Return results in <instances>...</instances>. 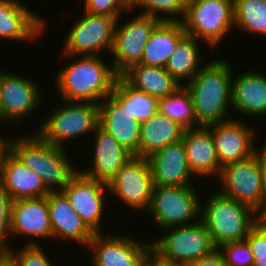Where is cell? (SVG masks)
I'll list each match as a JSON object with an SVG mask.
<instances>
[{
    "label": "cell",
    "instance_id": "6da1fadb",
    "mask_svg": "<svg viewBox=\"0 0 266 266\" xmlns=\"http://www.w3.org/2000/svg\"><path fill=\"white\" fill-rule=\"evenodd\" d=\"M233 69L229 61L218 58L208 61L185 85L191 94L196 122L209 126L232 119ZM231 108V109H229Z\"/></svg>",
    "mask_w": 266,
    "mask_h": 266
},
{
    "label": "cell",
    "instance_id": "7a4b0ae2",
    "mask_svg": "<svg viewBox=\"0 0 266 266\" xmlns=\"http://www.w3.org/2000/svg\"><path fill=\"white\" fill-rule=\"evenodd\" d=\"M77 58L57 70L54 85L62 100L99 104L112 93L118 75L102 55Z\"/></svg>",
    "mask_w": 266,
    "mask_h": 266
},
{
    "label": "cell",
    "instance_id": "3957f363",
    "mask_svg": "<svg viewBox=\"0 0 266 266\" xmlns=\"http://www.w3.org/2000/svg\"><path fill=\"white\" fill-rule=\"evenodd\" d=\"M8 149L40 177L50 192L61 191L79 171L65 148L44 141L35 131L13 139L8 136Z\"/></svg>",
    "mask_w": 266,
    "mask_h": 266
},
{
    "label": "cell",
    "instance_id": "277c9868",
    "mask_svg": "<svg viewBox=\"0 0 266 266\" xmlns=\"http://www.w3.org/2000/svg\"><path fill=\"white\" fill-rule=\"evenodd\" d=\"M201 202L200 220L211 235L214 245L242 241L261 219L250 207L222 195L219 191Z\"/></svg>",
    "mask_w": 266,
    "mask_h": 266
},
{
    "label": "cell",
    "instance_id": "5b68a950",
    "mask_svg": "<svg viewBox=\"0 0 266 266\" xmlns=\"http://www.w3.org/2000/svg\"><path fill=\"white\" fill-rule=\"evenodd\" d=\"M54 107L35 131L44 141L67 148L65 143L93 134L99 125V104L65 101ZM63 105V106H62ZM56 108V109H55ZM93 132V133H92Z\"/></svg>",
    "mask_w": 266,
    "mask_h": 266
},
{
    "label": "cell",
    "instance_id": "8992f818",
    "mask_svg": "<svg viewBox=\"0 0 266 266\" xmlns=\"http://www.w3.org/2000/svg\"><path fill=\"white\" fill-rule=\"evenodd\" d=\"M163 230L164 237L151 241V252L166 263L189 266L217 249L201 220Z\"/></svg>",
    "mask_w": 266,
    "mask_h": 266
},
{
    "label": "cell",
    "instance_id": "52a82bcc",
    "mask_svg": "<svg viewBox=\"0 0 266 266\" xmlns=\"http://www.w3.org/2000/svg\"><path fill=\"white\" fill-rule=\"evenodd\" d=\"M234 0H191L186 3V35L217 49L234 28Z\"/></svg>",
    "mask_w": 266,
    "mask_h": 266
},
{
    "label": "cell",
    "instance_id": "ba28073f",
    "mask_svg": "<svg viewBox=\"0 0 266 266\" xmlns=\"http://www.w3.org/2000/svg\"><path fill=\"white\" fill-rule=\"evenodd\" d=\"M196 190L193 185L155 186L146 212L162 230L193 224L200 220L201 211L202 197Z\"/></svg>",
    "mask_w": 266,
    "mask_h": 266
},
{
    "label": "cell",
    "instance_id": "9c48e42d",
    "mask_svg": "<svg viewBox=\"0 0 266 266\" xmlns=\"http://www.w3.org/2000/svg\"><path fill=\"white\" fill-rule=\"evenodd\" d=\"M222 195L250 207L266 218V196L261 171L255 155L222 167L218 177Z\"/></svg>",
    "mask_w": 266,
    "mask_h": 266
},
{
    "label": "cell",
    "instance_id": "30bf717a",
    "mask_svg": "<svg viewBox=\"0 0 266 266\" xmlns=\"http://www.w3.org/2000/svg\"><path fill=\"white\" fill-rule=\"evenodd\" d=\"M117 19L87 12L69 30L62 48V56H101L112 50Z\"/></svg>",
    "mask_w": 266,
    "mask_h": 266
},
{
    "label": "cell",
    "instance_id": "8fae6325",
    "mask_svg": "<svg viewBox=\"0 0 266 266\" xmlns=\"http://www.w3.org/2000/svg\"><path fill=\"white\" fill-rule=\"evenodd\" d=\"M161 21L142 14H136L124 24L117 20L112 50L109 54L114 71L122 76L132 66L140 64L144 48L153 29Z\"/></svg>",
    "mask_w": 266,
    "mask_h": 266
},
{
    "label": "cell",
    "instance_id": "7c38bea8",
    "mask_svg": "<svg viewBox=\"0 0 266 266\" xmlns=\"http://www.w3.org/2000/svg\"><path fill=\"white\" fill-rule=\"evenodd\" d=\"M107 186L108 193L124 202V206L146 212L155 187L148 159L132 156Z\"/></svg>",
    "mask_w": 266,
    "mask_h": 266
},
{
    "label": "cell",
    "instance_id": "4fadbf2b",
    "mask_svg": "<svg viewBox=\"0 0 266 266\" xmlns=\"http://www.w3.org/2000/svg\"><path fill=\"white\" fill-rule=\"evenodd\" d=\"M112 234V235H111ZM93 266H144L151 253V240L138 241L135 237L108 233H94L88 244Z\"/></svg>",
    "mask_w": 266,
    "mask_h": 266
},
{
    "label": "cell",
    "instance_id": "5bb4252c",
    "mask_svg": "<svg viewBox=\"0 0 266 266\" xmlns=\"http://www.w3.org/2000/svg\"><path fill=\"white\" fill-rule=\"evenodd\" d=\"M40 85L33 78L2 70V123L16 126L36 114L43 99Z\"/></svg>",
    "mask_w": 266,
    "mask_h": 266
},
{
    "label": "cell",
    "instance_id": "9a60e30c",
    "mask_svg": "<svg viewBox=\"0 0 266 266\" xmlns=\"http://www.w3.org/2000/svg\"><path fill=\"white\" fill-rule=\"evenodd\" d=\"M61 192L85 225L93 233H102L103 228L100 227L107 203L105 198L109 194L107 184L78 171Z\"/></svg>",
    "mask_w": 266,
    "mask_h": 266
},
{
    "label": "cell",
    "instance_id": "2e32d148",
    "mask_svg": "<svg viewBox=\"0 0 266 266\" xmlns=\"http://www.w3.org/2000/svg\"><path fill=\"white\" fill-rule=\"evenodd\" d=\"M29 236L24 246H40L38 239L52 238V226L47 197L23 198L12 201L10 217V238ZM37 238V241H36ZM35 240V241H34ZM28 241V242H27Z\"/></svg>",
    "mask_w": 266,
    "mask_h": 266
},
{
    "label": "cell",
    "instance_id": "e0dca14e",
    "mask_svg": "<svg viewBox=\"0 0 266 266\" xmlns=\"http://www.w3.org/2000/svg\"><path fill=\"white\" fill-rule=\"evenodd\" d=\"M232 118L209 125L221 167L250 158L255 153V133L246 122ZM255 141V142H254ZM255 143V144H254Z\"/></svg>",
    "mask_w": 266,
    "mask_h": 266
},
{
    "label": "cell",
    "instance_id": "ac0fdd59",
    "mask_svg": "<svg viewBox=\"0 0 266 266\" xmlns=\"http://www.w3.org/2000/svg\"><path fill=\"white\" fill-rule=\"evenodd\" d=\"M39 16L20 0H0V39L33 45L47 27V20Z\"/></svg>",
    "mask_w": 266,
    "mask_h": 266
},
{
    "label": "cell",
    "instance_id": "d6986e66",
    "mask_svg": "<svg viewBox=\"0 0 266 266\" xmlns=\"http://www.w3.org/2000/svg\"><path fill=\"white\" fill-rule=\"evenodd\" d=\"M133 156L139 157L140 123L112 93L99 103V125Z\"/></svg>",
    "mask_w": 266,
    "mask_h": 266
},
{
    "label": "cell",
    "instance_id": "ffe728a7",
    "mask_svg": "<svg viewBox=\"0 0 266 266\" xmlns=\"http://www.w3.org/2000/svg\"><path fill=\"white\" fill-rule=\"evenodd\" d=\"M155 186H191L196 178L188 166L183 140L170 143L148 158Z\"/></svg>",
    "mask_w": 266,
    "mask_h": 266
},
{
    "label": "cell",
    "instance_id": "44dd1931",
    "mask_svg": "<svg viewBox=\"0 0 266 266\" xmlns=\"http://www.w3.org/2000/svg\"><path fill=\"white\" fill-rule=\"evenodd\" d=\"M0 186L12 200L46 197L50 193L40 177L9 149L0 162Z\"/></svg>",
    "mask_w": 266,
    "mask_h": 266
},
{
    "label": "cell",
    "instance_id": "7402d4cb",
    "mask_svg": "<svg viewBox=\"0 0 266 266\" xmlns=\"http://www.w3.org/2000/svg\"><path fill=\"white\" fill-rule=\"evenodd\" d=\"M92 136V165L89 168H79V171L87 177L107 184L133 155L99 126Z\"/></svg>",
    "mask_w": 266,
    "mask_h": 266
},
{
    "label": "cell",
    "instance_id": "603a6c76",
    "mask_svg": "<svg viewBox=\"0 0 266 266\" xmlns=\"http://www.w3.org/2000/svg\"><path fill=\"white\" fill-rule=\"evenodd\" d=\"M52 226V238L66 242L72 240L87 246L94 233L85 225L81 217L71 207L61 191L50 192L47 196ZM55 238V239H54Z\"/></svg>",
    "mask_w": 266,
    "mask_h": 266
},
{
    "label": "cell",
    "instance_id": "cb8c5ba5",
    "mask_svg": "<svg viewBox=\"0 0 266 266\" xmlns=\"http://www.w3.org/2000/svg\"><path fill=\"white\" fill-rule=\"evenodd\" d=\"M232 110L250 117L266 116V74L256 70L232 78Z\"/></svg>",
    "mask_w": 266,
    "mask_h": 266
},
{
    "label": "cell",
    "instance_id": "d4e9b609",
    "mask_svg": "<svg viewBox=\"0 0 266 266\" xmlns=\"http://www.w3.org/2000/svg\"><path fill=\"white\" fill-rule=\"evenodd\" d=\"M188 166L199 177H219L222 167L219 164L211 129L200 126L185 129L182 137Z\"/></svg>",
    "mask_w": 266,
    "mask_h": 266
},
{
    "label": "cell",
    "instance_id": "484cf974",
    "mask_svg": "<svg viewBox=\"0 0 266 266\" xmlns=\"http://www.w3.org/2000/svg\"><path fill=\"white\" fill-rule=\"evenodd\" d=\"M185 128L159 111L140 124L139 157L148 158L170 143L182 140Z\"/></svg>",
    "mask_w": 266,
    "mask_h": 266
},
{
    "label": "cell",
    "instance_id": "4316f807",
    "mask_svg": "<svg viewBox=\"0 0 266 266\" xmlns=\"http://www.w3.org/2000/svg\"><path fill=\"white\" fill-rule=\"evenodd\" d=\"M186 35L182 22H160L152 31L140 64L165 67L176 45Z\"/></svg>",
    "mask_w": 266,
    "mask_h": 266
},
{
    "label": "cell",
    "instance_id": "83f0119b",
    "mask_svg": "<svg viewBox=\"0 0 266 266\" xmlns=\"http://www.w3.org/2000/svg\"><path fill=\"white\" fill-rule=\"evenodd\" d=\"M122 77L135 89L159 99L175 93L182 87L165 67H151L142 64L132 66Z\"/></svg>",
    "mask_w": 266,
    "mask_h": 266
},
{
    "label": "cell",
    "instance_id": "f1b7e54d",
    "mask_svg": "<svg viewBox=\"0 0 266 266\" xmlns=\"http://www.w3.org/2000/svg\"><path fill=\"white\" fill-rule=\"evenodd\" d=\"M200 41L185 35L176 45L175 52L170 56L165 70L181 85L185 86L200 71L203 63Z\"/></svg>",
    "mask_w": 266,
    "mask_h": 266
},
{
    "label": "cell",
    "instance_id": "f546056e",
    "mask_svg": "<svg viewBox=\"0 0 266 266\" xmlns=\"http://www.w3.org/2000/svg\"><path fill=\"white\" fill-rule=\"evenodd\" d=\"M112 94L125 106L140 124L159 111V100L135 89L122 76H118Z\"/></svg>",
    "mask_w": 266,
    "mask_h": 266
},
{
    "label": "cell",
    "instance_id": "4dcf8cb0",
    "mask_svg": "<svg viewBox=\"0 0 266 266\" xmlns=\"http://www.w3.org/2000/svg\"><path fill=\"white\" fill-rule=\"evenodd\" d=\"M234 26L266 37V0H234Z\"/></svg>",
    "mask_w": 266,
    "mask_h": 266
},
{
    "label": "cell",
    "instance_id": "1f68e13d",
    "mask_svg": "<svg viewBox=\"0 0 266 266\" xmlns=\"http://www.w3.org/2000/svg\"><path fill=\"white\" fill-rule=\"evenodd\" d=\"M159 112L185 129L200 127L196 122L191 94L180 87L175 93L159 99Z\"/></svg>",
    "mask_w": 266,
    "mask_h": 266
},
{
    "label": "cell",
    "instance_id": "d6a6232c",
    "mask_svg": "<svg viewBox=\"0 0 266 266\" xmlns=\"http://www.w3.org/2000/svg\"><path fill=\"white\" fill-rule=\"evenodd\" d=\"M136 8L141 9L140 14L156 18L161 22H182L186 3L184 0H134L133 10Z\"/></svg>",
    "mask_w": 266,
    "mask_h": 266
},
{
    "label": "cell",
    "instance_id": "836d02e7",
    "mask_svg": "<svg viewBox=\"0 0 266 266\" xmlns=\"http://www.w3.org/2000/svg\"><path fill=\"white\" fill-rule=\"evenodd\" d=\"M12 248V249H11ZM8 249V261L12 266H54L55 260L51 262L46 250L42 246H23L20 249L11 247ZM47 254V255H46Z\"/></svg>",
    "mask_w": 266,
    "mask_h": 266
},
{
    "label": "cell",
    "instance_id": "e575fe53",
    "mask_svg": "<svg viewBox=\"0 0 266 266\" xmlns=\"http://www.w3.org/2000/svg\"><path fill=\"white\" fill-rule=\"evenodd\" d=\"M84 12L92 15H100L113 17L115 19L121 18L122 14L132 12V0H83Z\"/></svg>",
    "mask_w": 266,
    "mask_h": 266
},
{
    "label": "cell",
    "instance_id": "d590c367",
    "mask_svg": "<svg viewBox=\"0 0 266 266\" xmlns=\"http://www.w3.org/2000/svg\"><path fill=\"white\" fill-rule=\"evenodd\" d=\"M218 250L227 266H253L254 256L245 240L224 243Z\"/></svg>",
    "mask_w": 266,
    "mask_h": 266
},
{
    "label": "cell",
    "instance_id": "8d00e7d4",
    "mask_svg": "<svg viewBox=\"0 0 266 266\" xmlns=\"http://www.w3.org/2000/svg\"><path fill=\"white\" fill-rule=\"evenodd\" d=\"M244 240L254 256L253 266H266V218H261Z\"/></svg>",
    "mask_w": 266,
    "mask_h": 266
},
{
    "label": "cell",
    "instance_id": "74e56055",
    "mask_svg": "<svg viewBox=\"0 0 266 266\" xmlns=\"http://www.w3.org/2000/svg\"><path fill=\"white\" fill-rule=\"evenodd\" d=\"M12 201L13 200L10 198V196L0 186V241L8 249L12 246L9 240Z\"/></svg>",
    "mask_w": 266,
    "mask_h": 266
},
{
    "label": "cell",
    "instance_id": "f35d334b",
    "mask_svg": "<svg viewBox=\"0 0 266 266\" xmlns=\"http://www.w3.org/2000/svg\"><path fill=\"white\" fill-rule=\"evenodd\" d=\"M189 266H227L222 253L218 248L205 257H201L197 261H194Z\"/></svg>",
    "mask_w": 266,
    "mask_h": 266
},
{
    "label": "cell",
    "instance_id": "ab89813d",
    "mask_svg": "<svg viewBox=\"0 0 266 266\" xmlns=\"http://www.w3.org/2000/svg\"><path fill=\"white\" fill-rule=\"evenodd\" d=\"M261 147L255 148L254 155L256 156V159L258 160V165L261 171V178L263 181L264 193L266 196V142H264Z\"/></svg>",
    "mask_w": 266,
    "mask_h": 266
},
{
    "label": "cell",
    "instance_id": "60d3db41",
    "mask_svg": "<svg viewBox=\"0 0 266 266\" xmlns=\"http://www.w3.org/2000/svg\"><path fill=\"white\" fill-rule=\"evenodd\" d=\"M144 266H182V265L170 264V263L161 261L157 256H155L151 252L145 259Z\"/></svg>",
    "mask_w": 266,
    "mask_h": 266
},
{
    "label": "cell",
    "instance_id": "b9f144b4",
    "mask_svg": "<svg viewBox=\"0 0 266 266\" xmlns=\"http://www.w3.org/2000/svg\"><path fill=\"white\" fill-rule=\"evenodd\" d=\"M3 135V136H2ZM8 149V138L4 134H0V162L3 153Z\"/></svg>",
    "mask_w": 266,
    "mask_h": 266
},
{
    "label": "cell",
    "instance_id": "7bdbcfd3",
    "mask_svg": "<svg viewBox=\"0 0 266 266\" xmlns=\"http://www.w3.org/2000/svg\"><path fill=\"white\" fill-rule=\"evenodd\" d=\"M8 260V248L0 241V264Z\"/></svg>",
    "mask_w": 266,
    "mask_h": 266
},
{
    "label": "cell",
    "instance_id": "ee69618b",
    "mask_svg": "<svg viewBox=\"0 0 266 266\" xmlns=\"http://www.w3.org/2000/svg\"><path fill=\"white\" fill-rule=\"evenodd\" d=\"M1 80H2V70L0 69V124L2 123Z\"/></svg>",
    "mask_w": 266,
    "mask_h": 266
},
{
    "label": "cell",
    "instance_id": "f6af8a7d",
    "mask_svg": "<svg viewBox=\"0 0 266 266\" xmlns=\"http://www.w3.org/2000/svg\"><path fill=\"white\" fill-rule=\"evenodd\" d=\"M0 266H12V264L7 260L6 262L0 264Z\"/></svg>",
    "mask_w": 266,
    "mask_h": 266
}]
</instances>
